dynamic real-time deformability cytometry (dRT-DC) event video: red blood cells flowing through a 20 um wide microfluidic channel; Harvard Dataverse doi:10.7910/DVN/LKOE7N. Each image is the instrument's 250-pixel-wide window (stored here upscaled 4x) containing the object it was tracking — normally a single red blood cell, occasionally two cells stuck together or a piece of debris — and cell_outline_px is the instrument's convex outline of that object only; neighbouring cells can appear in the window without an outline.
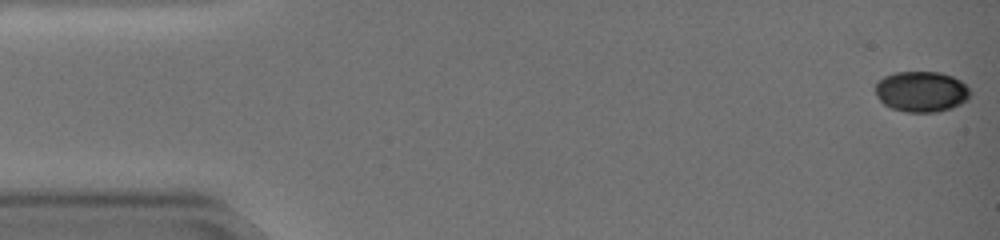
{"species": "common noctule bat (a hibernating species)", "species_latin": "Nyctalus noctula", "temperature_condition": "warm", "stored_images_in_passage": 56, "camera_frame_rate_fps": 3000, "um_per_image_px": 0.085, "animal": {"sex": "female", "body_mass_g": 19.0, "forearm_length_mm": 51.5}, "frame": {"image": 1, "passage_image": 1, "time_ms": 0.0, "image_size_px": [1000, 240], "cell_outline_px": [[972, 92], [968, 100], [952, 108], [936, 112], [908, 112], [892, 108], [884, 104], [876, 96], [876, 84], [884, 76], [896, 72], [940, 72], [952, 76], [960, 80]], "centroid_in_image_um": [78.34, 7.79], "position_along_channel_um": 6.7, "area_um2": 22.48}}
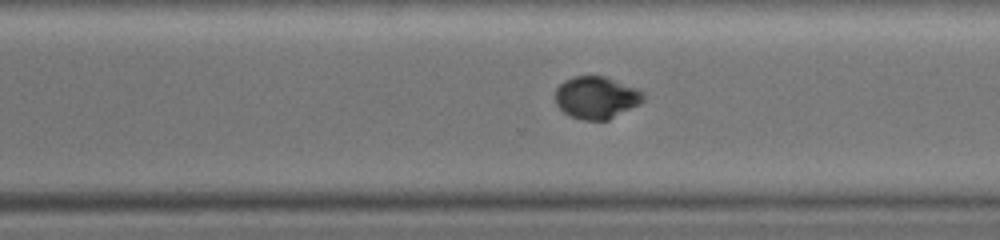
{"frame": {"image": 2, "passage_image": 40, "time_ms": 13.0, "image_size_px": [1000, 240], "cell_outline_px": [[644, 100], [640, 104], [608, 120], [584, 120], [568, 116], [556, 104], [556, 88], [564, 80], [572, 76], [608, 76], [636, 88], [644, 92]], "centroid_in_image_um": [50.7, 8.28], "position_along_channel_um": 319.9, "area_um2": 21.91}}
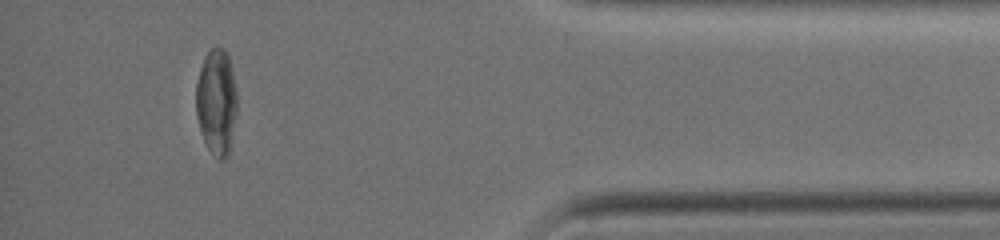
{"frame": {"image": 3, "passage_image": 51, "time_ms": 16.667, "image_size_px": [1000, 240], "cell_outline_px": [[236, 112], [228, 156], [224, 160], [216, 160], [212, 156], [200, 132], [196, 112], [196, 84], [200, 68], [204, 56], [216, 44], [224, 48], [228, 56], [236, 88]], "centroid_in_image_um": [18.39, 8.67], "position_along_channel_um": 416.8, "area_um2": 25.49}, "authors_computed_cell_mechanics": {"area_um2": 24.0159, "velocity_mm_per_s": 3.478, "shape_relaxation_time_tau1_ms": 5.6848, "shape_relaxation_time_tau2_ms": null, "deformation_change_tau1": 0.2082, "deformation_change_tau2": null}}